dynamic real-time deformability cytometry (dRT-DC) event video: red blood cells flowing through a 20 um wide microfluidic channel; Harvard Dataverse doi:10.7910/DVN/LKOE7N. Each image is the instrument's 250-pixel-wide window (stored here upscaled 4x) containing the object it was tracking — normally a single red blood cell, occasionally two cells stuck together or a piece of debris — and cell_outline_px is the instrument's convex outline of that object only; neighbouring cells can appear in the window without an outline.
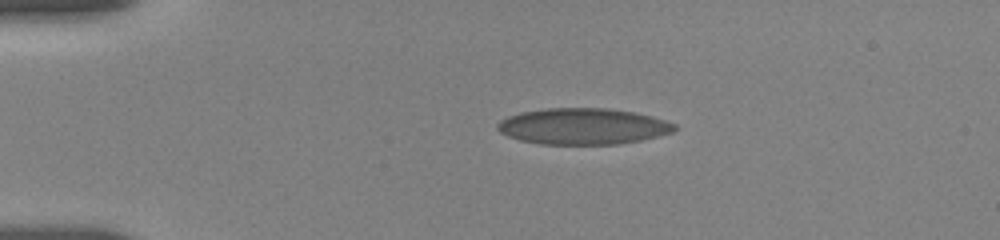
{"species": "human", "species_latin": "Homo sapiens", "temperature_condition": "room temperature", "stored_images_in_passage": 9, "camera_frame_rate_fps": 3000, "um_per_image_px": 0.085, "donor": {"sex": "female"}, "frame": {"image": 1, "passage_image": 3, "time_ms": 2.0, "image_size_px": [1000, 240], "cell_outline_px": [[676, 128], [672, 132], [640, 140], [616, 144], [540, 144], [520, 140], [508, 136], [500, 132], [496, 128], [496, 124], [500, 120], [508, 116], [520, 112], [548, 108], [604, 108], [636, 112], [652, 116], [676, 124]], "centroid_in_image_um": [49.52, 10.73], "position_along_channel_um": 35.5, "area_um2": 37.28}}
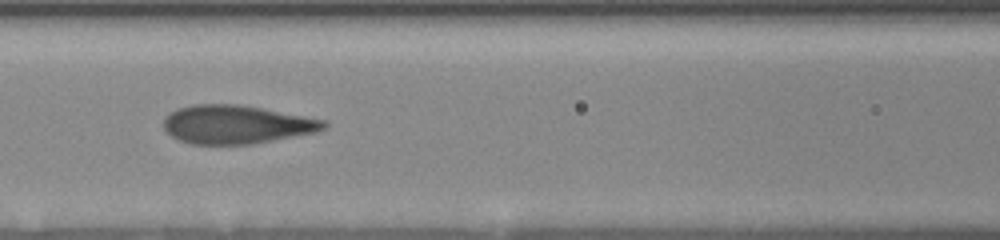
{"frame": {"image": 2, "passage_image": 7, "time_ms": 6.333, "image_size_px": [1000, 240], "cell_outline_px": [[328, 124], [324, 128], [316, 132], [252, 144], [192, 144], [180, 140], [172, 136], [164, 128], [164, 116], [176, 108], [192, 104], [240, 104], [264, 108], [324, 120]], "centroid_in_image_um": [20.06, 10.56], "position_along_channel_um": 146.5, "area_um2": 35.95}}
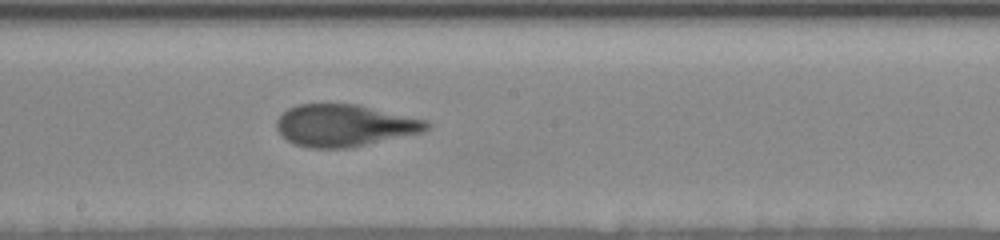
{"frame": {"image": 3, "passage_image": 9, "time_ms": 8.333, "image_size_px": [1000, 240], "cell_outline_px": [[432, 124], [424, 132], [348, 148], [308, 148], [296, 144], [288, 140], [276, 128], [276, 120], [288, 108], [296, 104], [356, 104], [428, 120]], "centroid_in_image_um": [29.3, 10.66], "position_along_channel_um": 218.9, "area_um2": 36.65}}